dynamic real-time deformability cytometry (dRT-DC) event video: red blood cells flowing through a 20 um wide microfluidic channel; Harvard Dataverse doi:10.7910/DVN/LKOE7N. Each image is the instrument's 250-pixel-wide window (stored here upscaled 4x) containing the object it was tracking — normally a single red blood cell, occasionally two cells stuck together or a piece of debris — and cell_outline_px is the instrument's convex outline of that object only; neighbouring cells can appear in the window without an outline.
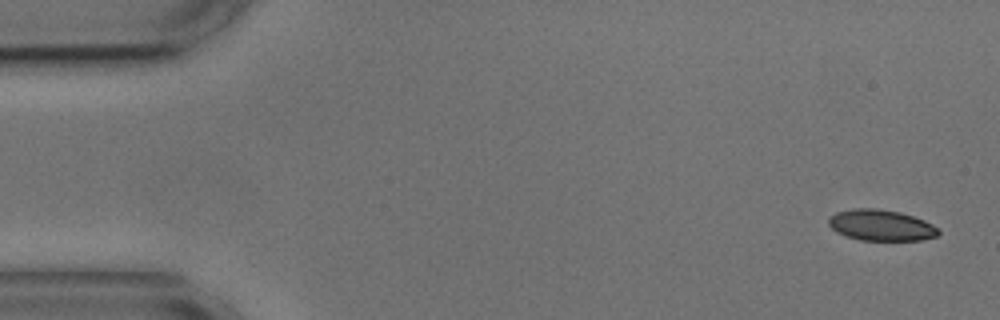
{"species": "common noctule bat (a hibernating species)", "species_latin": "Nyctalus noctula", "temperature_condition": "cold", "stored_images_in_passage": 5, "camera_frame_rate_fps": 3000, "um_per_image_px": 0.085, "animal": {"sex": "male", "body_mass_g": 17.9, "forearm_length_mm": 54.2}, "frame": {"image": 1, "passage_image": 1, "time_ms": 0.0, "image_size_px": [1000, 320], "cell_outline_px": [[940, 232], [936, 236], [920, 240], [860, 240], [836, 232], [828, 224], [828, 220], [836, 212], [852, 208], [876, 208], [900, 212], [924, 220], [932, 224]], "centroid_in_image_um": [74.87, 19.14], "position_along_channel_um": 10.1, "area_um2": 19.71}}